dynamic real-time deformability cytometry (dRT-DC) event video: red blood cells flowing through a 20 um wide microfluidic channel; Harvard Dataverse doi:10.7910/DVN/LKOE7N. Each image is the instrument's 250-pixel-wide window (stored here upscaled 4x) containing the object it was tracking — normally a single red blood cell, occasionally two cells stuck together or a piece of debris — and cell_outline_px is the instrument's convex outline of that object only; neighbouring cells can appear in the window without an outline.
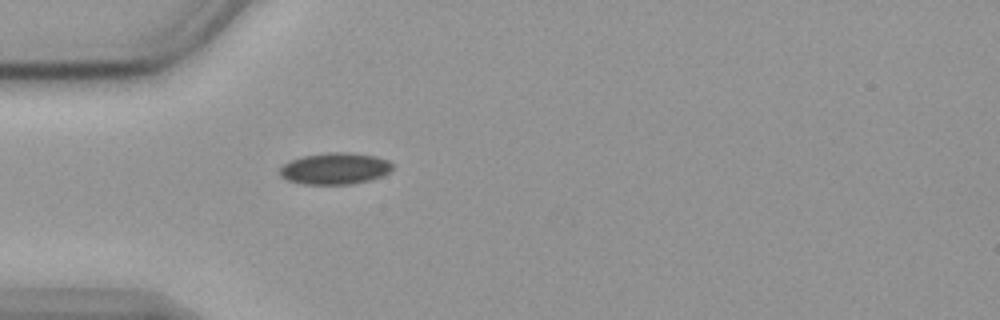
{"species": "common noctule bat (a hibernating species)", "species_latin": "Nyctalus noctula", "temperature_condition": "cold", "stored_images_in_passage": 41, "camera_frame_rate_fps": 3000, "um_per_image_px": 0.085, "animal": {"sex": "female", "body_mass_g": 19.9}, "frame": {"image": 1, "passage_image": 1, "time_ms": 0.0, "image_size_px": [1000, 320], "cell_outline_px": [[392, 168], [384, 176], [352, 184], [304, 184], [288, 180], [280, 176], [280, 168], [284, 164], [292, 160], [304, 156], [328, 152], [348, 152], [376, 156], [388, 160], [392, 164]], "centroid_in_image_um": [28.49, 14.32], "position_along_channel_um": 56.5, "area_um2": 20.63}}
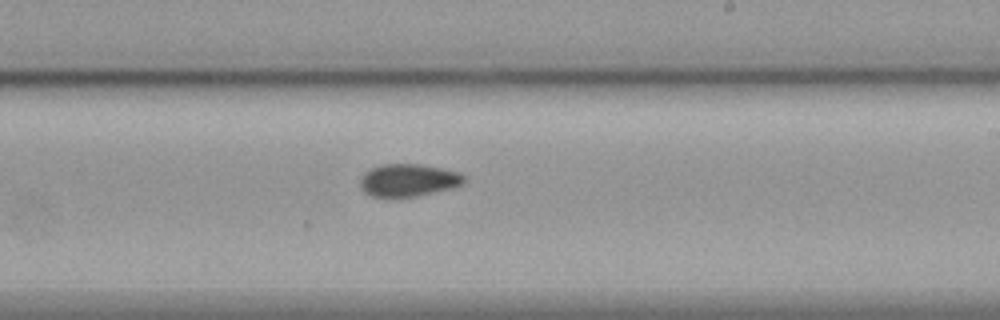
{"frame": {"image": 2, "passage_image": 18, "time_ms": 5.667, "image_size_px": [1000, 320], "cell_outline_px": [[468, 176], [464, 184], [452, 188], [416, 196], [372, 196], [364, 192], [360, 188], [360, 176], [368, 168], [384, 164], [420, 164], [444, 168], [460, 172]], "centroid_in_image_um": [34.74, 15.29], "position_along_channel_um": 254.3, "area_um2": 20.0}}
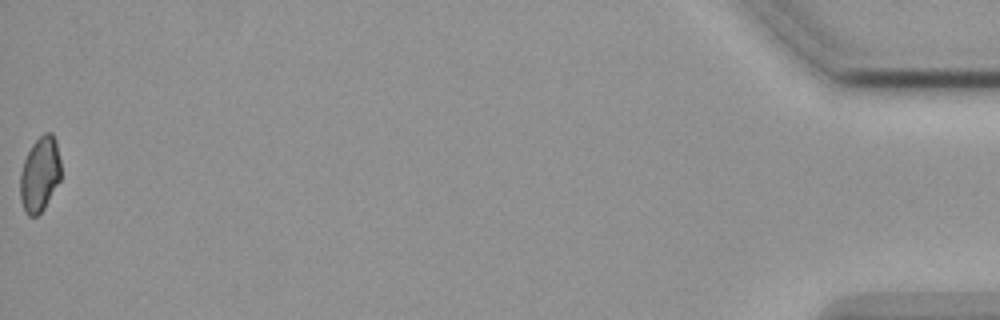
{"frame": {"image": 3, "passage_image": 41, "time_ms": 13.333, "image_size_px": [1000, 320], "cell_outline_px": [[60, 180], [44, 208], [36, 216], [28, 216], [24, 212], [20, 200], [20, 172], [24, 160], [32, 144], [44, 132], [52, 132], [56, 140], [60, 160]], "centroid_in_image_um": [3.37, 14.81], "position_along_channel_um": 431.8, "area_um2": 17.86}}